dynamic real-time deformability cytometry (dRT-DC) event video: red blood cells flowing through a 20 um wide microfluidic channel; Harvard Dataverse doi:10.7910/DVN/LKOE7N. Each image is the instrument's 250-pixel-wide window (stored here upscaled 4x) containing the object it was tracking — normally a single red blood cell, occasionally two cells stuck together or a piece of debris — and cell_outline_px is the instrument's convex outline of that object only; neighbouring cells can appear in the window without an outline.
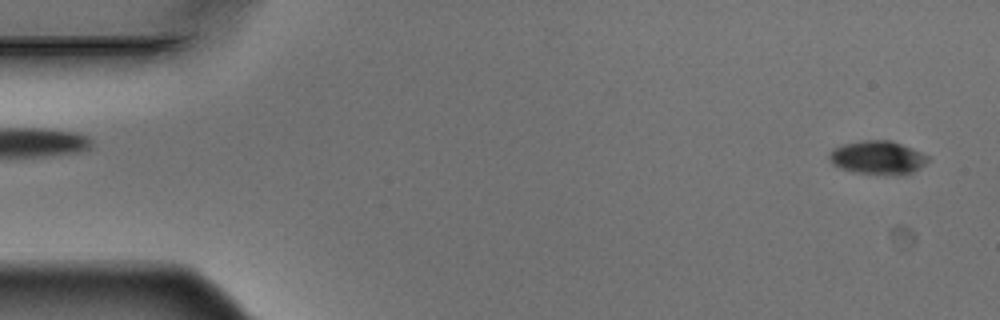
{"species": "Egyptian fruit bat (a non-hibernating species)", "species_latin": "Rousettus aegyptiacus", "temperature_condition": "warm", "stored_images_in_passage": 6, "segment_of_instrument_passage": [2, 2], "camera_frame_rate_fps": 3000, "um_per_image_px": 0.085, "animal": {"sex": "male"}, "frame": {"image": 1, "passage_image": 6, "time_ms": 1.667, "image_size_px": [1000, 320], "cell_outline_px": [[928, 160], [920, 168], [904, 176], [892, 176], [852, 172], [840, 168], [832, 164], [828, 156], [828, 152], [832, 148], [844, 144], [860, 140], [892, 140], [912, 148], [928, 156]], "centroid_in_image_um": [74.58, 13.41], "position_along_channel_um": 10.4, "area_um2": 19.71}}